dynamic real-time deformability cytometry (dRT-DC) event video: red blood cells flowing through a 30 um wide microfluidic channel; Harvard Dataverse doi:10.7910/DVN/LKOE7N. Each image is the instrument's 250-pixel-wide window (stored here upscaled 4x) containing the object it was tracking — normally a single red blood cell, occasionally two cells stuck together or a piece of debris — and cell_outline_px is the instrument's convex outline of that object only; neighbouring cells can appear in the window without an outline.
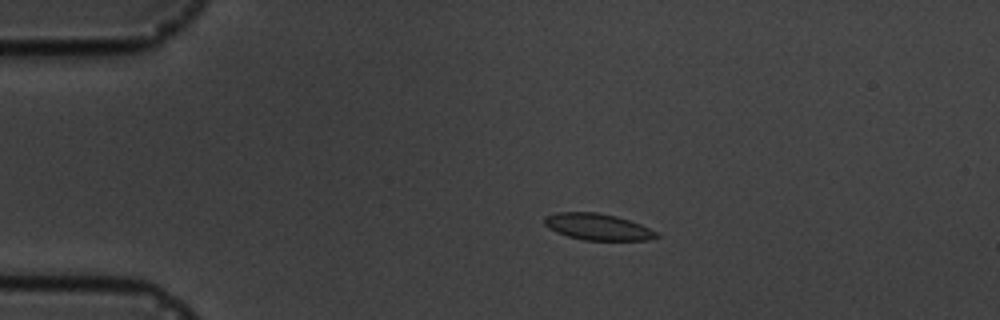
{"species": "common noctule bat (a hibernating species)", "species_latin": "Nyctalus noctula", "temperature_condition": "cold", "stored_images_in_passage": 6, "camera_frame_rate_fps": 3000, "um_per_image_px": 0.085, "animal": {"sex": "male", "body_mass_g": 19.5, "forearm_length_mm": 54.6}, "frame": {"image": 1, "passage_image": 4, "time_ms": 3.333, "image_size_px": [1000, 320], "cell_outline_px": [[660, 236], [648, 240], [584, 240], [568, 236], [556, 232], [548, 228], [544, 224], [544, 216], [556, 212], [600, 212], [616, 216], [640, 224], [660, 232]], "centroid_in_image_um": [50.81, 19.27], "position_along_channel_um": 34.2, "area_um2": 17.46}}
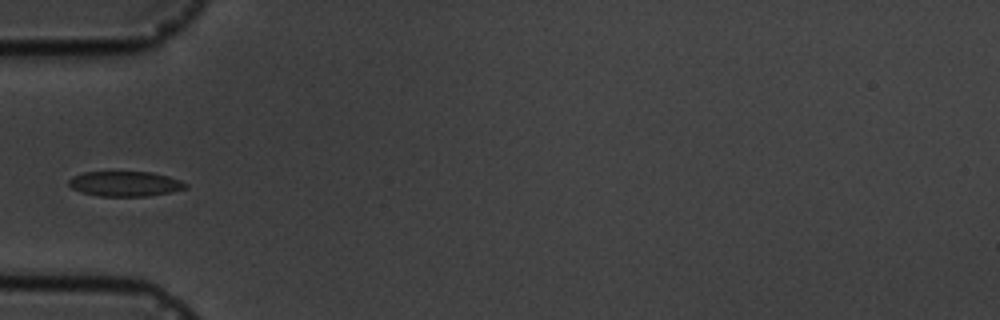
{"frame": {"image": 2, "passage_image": 6, "time_ms": 5.667, "image_size_px": [1000, 320], "cell_outline_px": [[188, 188], [148, 196], [100, 196], [80, 192], [72, 188], [68, 184], [68, 180], [72, 176], [84, 172], [152, 172], [168, 176], [180, 180], [188, 184]], "centroid_in_image_um": [10.62, 15.62], "position_along_channel_um": 74.4, "area_um2": 17.05}}